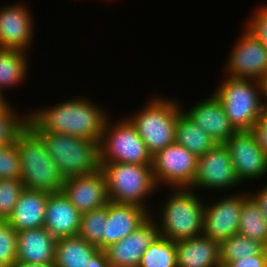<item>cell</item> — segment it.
Instances as JSON below:
<instances>
[{"label":"cell","mask_w":267,"mask_h":267,"mask_svg":"<svg viewBox=\"0 0 267 267\" xmlns=\"http://www.w3.org/2000/svg\"><path fill=\"white\" fill-rule=\"evenodd\" d=\"M109 117L101 105L79 96L29 111L28 126L34 132L66 134L99 143Z\"/></svg>","instance_id":"1"},{"label":"cell","mask_w":267,"mask_h":267,"mask_svg":"<svg viewBox=\"0 0 267 267\" xmlns=\"http://www.w3.org/2000/svg\"><path fill=\"white\" fill-rule=\"evenodd\" d=\"M199 196L190 188H171L155 218L162 237L176 242L203 235L205 198Z\"/></svg>","instance_id":"2"},{"label":"cell","mask_w":267,"mask_h":267,"mask_svg":"<svg viewBox=\"0 0 267 267\" xmlns=\"http://www.w3.org/2000/svg\"><path fill=\"white\" fill-rule=\"evenodd\" d=\"M143 106L126 118L154 155L175 142L176 122L183 112L182 105L176 99L153 95Z\"/></svg>","instance_id":"3"},{"label":"cell","mask_w":267,"mask_h":267,"mask_svg":"<svg viewBox=\"0 0 267 267\" xmlns=\"http://www.w3.org/2000/svg\"><path fill=\"white\" fill-rule=\"evenodd\" d=\"M21 177L27 190L47 193L63 190L65 179L49 155L42 139L27 125L17 138Z\"/></svg>","instance_id":"4"},{"label":"cell","mask_w":267,"mask_h":267,"mask_svg":"<svg viewBox=\"0 0 267 267\" xmlns=\"http://www.w3.org/2000/svg\"><path fill=\"white\" fill-rule=\"evenodd\" d=\"M213 92L236 131H253L265 107L263 83L224 76Z\"/></svg>","instance_id":"5"},{"label":"cell","mask_w":267,"mask_h":267,"mask_svg":"<svg viewBox=\"0 0 267 267\" xmlns=\"http://www.w3.org/2000/svg\"><path fill=\"white\" fill-rule=\"evenodd\" d=\"M35 133L44 142L64 179L96 173L101 169L97 141L59 133Z\"/></svg>","instance_id":"6"},{"label":"cell","mask_w":267,"mask_h":267,"mask_svg":"<svg viewBox=\"0 0 267 267\" xmlns=\"http://www.w3.org/2000/svg\"><path fill=\"white\" fill-rule=\"evenodd\" d=\"M100 166L106 177L110 202L136 204L152 212L147 201L158 190L152 165L100 163Z\"/></svg>","instance_id":"7"},{"label":"cell","mask_w":267,"mask_h":267,"mask_svg":"<svg viewBox=\"0 0 267 267\" xmlns=\"http://www.w3.org/2000/svg\"><path fill=\"white\" fill-rule=\"evenodd\" d=\"M110 120L99 142L100 163L152 165V155L131 122L125 116L115 122Z\"/></svg>","instance_id":"8"},{"label":"cell","mask_w":267,"mask_h":267,"mask_svg":"<svg viewBox=\"0 0 267 267\" xmlns=\"http://www.w3.org/2000/svg\"><path fill=\"white\" fill-rule=\"evenodd\" d=\"M198 158L175 142L157 151L152 155V173L158 189L162 186L190 188L196 176Z\"/></svg>","instance_id":"9"},{"label":"cell","mask_w":267,"mask_h":267,"mask_svg":"<svg viewBox=\"0 0 267 267\" xmlns=\"http://www.w3.org/2000/svg\"><path fill=\"white\" fill-rule=\"evenodd\" d=\"M232 46L224 66L225 76L259 80L267 76V47L245 28Z\"/></svg>","instance_id":"10"},{"label":"cell","mask_w":267,"mask_h":267,"mask_svg":"<svg viewBox=\"0 0 267 267\" xmlns=\"http://www.w3.org/2000/svg\"><path fill=\"white\" fill-rule=\"evenodd\" d=\"M238 185L242 186L225 144L217 143L204 155L199 156L196 176L190 189L195 191L205 189L210 193L214 190L228 191L230 188L231 191L232 188H240Z\"/></svg>","instance_id":"11"},{"label":"cell","mask_w":267,"mask_h":267,"mask_svg":"<svg viewBox=\"0 0 267 267\" xmlns=\"http://www.w3.org/2000/svg\"><path fill=\"white\" fill-rule=\"evenodd\" d=\"M238 192V193H237ZM226 193L224 197L205 202L203 215V235L219 244L234 234H238L241 207L249 197L248 191ZM241 192V193H240Z\"/></svg>","instance_id":"12"},{"label":"cell","mask_w":267,"mask_h":267,"mask_svg":"<svg viewBox=\"0 0 267 267\" xmlns=\"http://www.w3.org/2000/svg\"><path fill=\"white\" fill-rule=\"evenodd\" d=\"M241 184L267 175V155L253 131H237L224 143Z\"/></svg>","instance_id":"13"},{"label":"cell","mask_w":267,"mask_h":267,"mask_svg":"<svg viewBox=\"0 0 267 267\" xmlns=\"http://www.w3.org/2000/svg\"><path fill=\"white\" fill-rule=\"evenodd\" d=\"M154 215L151 212L133 233L104 249L111 267H139L143 253L161 236Z\"/></svg>","instance_id":"14"},{"label":"cell","mask_w":267,"mask_h":267,"mask_svg":"<svg viewBox=\"0 0 267 267\" xmlns=\"http://www.w3.org/2000/svg\"><path fill=\"white\" fill-rule=\"evenodd\" d=\"M31 11L25 2L0 8V48L30 51L36 27Z\"/></svg>","instance_id":"15"},{"label":"cell","mask_w":267,"mask_h":267,"mask_svg":"<svg viewBox=\"0 0 267 267\" xmlns=\"http://www.w3.org/2000/svg\"><path fill=\"white\" fill-rule=\"evenodd\" d=\"M63 193L81 213L106 206L109 202L104 172L75 176L65 179Z\"/></svg>","instance_id":"16"},{"label":"cell","mask_w":267,"mask_h":267,"mask_svg":"<svg viewBox=\"0 0 267 267\" xmlns=\"http://www.w3.org/2000/svg\"><path fill=\"white\" fill-rule=\"evenodd\" d=\"M211 94L188 109L182 107V111L191 121L207 132L216 143L224 144L237 131L230 124L221 102L213 93Z\"/></svg>","instance_id":"17"},{"label":"cell","mask_w":267,"mask_h":267,"mask_svg":"<svg viewBox=\"0 0 267 267\" xmlns=\"http://www.w3.org/2000/svg\"><path fill=\"white\" fill-rule=\"evenodd\" d=\"M151 213L136 204L107 203V221L102 235V250L133 233Z\"/></svg>","instance_id":"18"},{"label":"cell","mask_w":267,"mask_h":267,"mask_svg":"<svg viewBox=\"0 0 267 267\" xmlns=\"http://www.w3.org/2000/svg\"><path fill=\"white\" fill-rule=\"evenodd\" d=\"M53 267H111L104 250L80 236L57 239Z\"/></svg>","instance_id":"19"},{"label":"cell","mask_w":267,"mask_h":267,"mask_svg":"<svg viewBox=\"0 0 267 267\" xmlns=\"http://www.w3.org/2000/svg\"><path fill=\"white\" fill-rule=\"evenodd\" d=\"M56 243L45 227L18 231L16 267L34 263L53 266Z\"/></svg>","instance_id":"20"},{"label":"cell","mask_w":267,"mask_h":267,"mask_svg":"<svg viewBox=\"0 0 267 267\" xmlns=\"http://www.w3.org/2000/svg\"><path fill=\"white\" fill-rule=\"evenodd\" d=\"M80 218L81 213L73 206L63 191L48 195L44 227L56 239L77 236Z\"/></svg>","instance_id":"21"},{"label":"cell","mask_w":267,"mask_h":267,"mask_svg":"<svg viewBox=\"0 0 267 267\" xmlns=\"http://www.w3.org/2000/svg\"><path fill=\"white\" fill-rule=\"evenodd\" d=\"M177 267H222L219 243L204 235L175 242Z\"/></svg>","instance_id":"22"},{"label":"cell","mask_w":267,"mask_h":267,"mask_svg":"<svg viewBox=\"0 0 267 267\" xmlns=\"http://www.w3.org/2000/svg\"><path fill=\"white\" fill-rule=\"evenodd\" d=\"M50 193L24 189L7 220L18 231L44 227L46 203Z\"/></svg>","instance_id":"23"},{"label":"cell","mask_w":267,"mask_h":267,"mask_svg":"<svg viewBox=\"0 0 267 267\" xmlns=\"http://www.w3.org/2000/svg\"><path fill=\"white\" fill-rule=\"evenodd\" d=\"M27 51L0 48V91L18 87L29 77ZM24 81V82H23Z\"/></svg>","instance_id":"24"},{"label":"cell","mask_w":267,"mask_h":267,"mask_svg":"<svg viewBox=\"0 0 267 267\" xmlns=\"http://www.w3.org/2000/svg\"><path fill=\"white\" fill-rule=\"evenodd\" d=\"M175 143L182 145L198 157L212 149L216 141L198 124L182 112L176 122Z\"/></svg>","instance_id":"25"},{"label":"cell","mask_w":267,"mask_h":267,"mask_svg":"<svg viewBox=\"0 0 267 267\" xmlns=\"http://www.w3.org/2000/svg\"><path fill=\"white\" fill-rule=\"evenodd\" d=\"M267 247L260 241L241 234H234L219 244L220 263L225 267L228 263L245 257L261 254Z\"/></svg>","instance_id":"26"},{"label":"cell","mask_w":267,"mask_h":267,"mask_svg":"<svg viewBox=\"0 0 267 267\" xmlns=\"http://www.w3.org/2000/svg\"><path fill=\"white\" fill-rule=\"evenodd\" d=\"M239 234L260 241L267 247V221L256 202L249 196L241 207Z\"/></svg>","instance_id":"27"},{"label":"cell","mask_w":267,"mask_h":267,"mask_svg":"<svg viewBox=\"0 0 267 267\" xmlns=\"http://www.w3.org/2000/svg\"><path fill=\"white\" fill-rule=\"evenodd\" d=\"M139 267H177L175 242L160 236L143 253Z\"/></svg>","instance_id":"28"},{"label":"cell","mask_w":267,"mask_h":267,"mask_svg":"<svg viewBox=\"0 0 267 267\" xmlns=\"http://www.w3.org/2000/svg\"><path fill=\"white\" fill-rule=\"evenodd\" d=\"M106 221L107 205L81 214L78 236L102 250Z\"/></svg>","instance_id":"29"},{"label":"cell","mask_w":267,"mask_h":267,"mask_svg":"<svg viewBox=\"0 0 267 267\" xmlns=\"http://www.w3.org/2000/svg\"><path fill=\"white\" fill-rule=\"evenodd\" d=\"M16 110L12 105L7 111H0V146L15 143L28 125V113L21 115Z\"/></svg>","instance_id":"30"},{"label":"cell","mask_w":267,"mask_h":267,"mask_svg":"<svg viewBox=\"0 0 267 267\" xmlns=\"http://www.w3.org/2000/svg\"><path fill=\"white\" fill-rule=\"evenodd\" d=\"M20 179H0V220L7 221L24 190Z\"/></svg>","instance_id":"31"},{"label":"cell","mask_w":267,"mask_h":267,"mask_svg":"<svg viewBox=\"0 0 267 267\" xmlns=\"http://www.w3.org/2000/svg\"><path fill=\"white\" fill-rule=\"evenodd\" d=\"M17 231L0 220V267H16Z\"/></svg>","instance_id":"32"},{"label":"cell","mask_w":267,"mask_h":267,"mask_svg":"<svg viewBox=\"0 0 267 267\" xmlns=\"http://www.w3.org/2000/svg\"><path fill=\"white\" fill-rule=\"evenodd\" d=\"M20 155L15 143L0 146V179H20Z\"/></svg>","instance_id":"33"},{"label":"cell","mask_w":267,"mask_h":267,"mask_svg":"<svg viewBox=\"0 0 267 267\" xmlns=\"http://www.w3.org/2000/svg\"><path fill=\"white\" fill-rule=\"evenodd\" d=\"M253 12L243 26L267 47V4H262L259 8L257 6Z\"/></svg>","instance_id":"34"},{"label":"cell","mask_w":267,"mask_h":267,"mask_svg":"<svg viewBox=\"0 0 267 267\" xmlns=\"http://www.w3.org/2000/svg\"><path fill=\"white\" fill-rule=\"evenodd\" d=\"M253 132L257 136L260 147L267 155V106L263 108L261 116L253 128Z\"/></svg>","instance_id":"35"},{"label":"cell","mask_w":267,"mask_h":267,"mask_svg":"<svg viewBox=\"0 0 267 267\" xmlns=\"http://www.w3.org/2000/svg\"><path fill=\"white\" fill-rule=\"evenodd\" d=\"M225 267H267V248L259 255L230 262Z\"/></svg>","instance_id":"36"},{"label":"cell","mask_w":267,"mask_h":267,"mask_svg":"<svg viewBox=\"0 0 267 267\" xmlns=\"http://www.w3.org/2000/svg\"><path fill=\"white\" fill-rule=\"evenodd\" d=\"M261 187L260 189H256L255 192H253L254 189L248 190V194L261 209L264 219L267 221V183Z\"/></svg>","instance_id":"37"},{"label":"cell","mask_w":267,"mask_h":267,"mask_svg":"<svg viewBox=\"0 0 267 267\" xmlns=\"http://www.w3.org/2000/svg\"><path fill=\"white\" fill-rule=\"evenodd\" d=\"M5 94L0 91V111H7L12 106L10 101L8 102V98L6 99Z\"/></svg>","instance_id":"38"},{"label":"cell","mask_w":267,"mask_h":267,"mask_svg":"<svg viewBox=\"0 0 267 267\" xmlns=\"http://www.w3.org/2000/svg\"><path fill=\"white\" fill-rule=\"evenodd\" d=\"M263 94H264V104L267 106V76L263 79Z\"/></svg>","instance_id":"39"},{"label":"cell","mask_w":267,"mask_h":267,"mask_svg":"<svg viewBox=\"0 0 267 267\" xmlns=\"http://www.w3.org/2000/svg\"><path fill=\"white\" fill-rule=\"evenodd\" d=\"M21 267H53V266L48 264L34 263V264L22 265Z\"/></svg>","instance_id":"40"}]
</instances>
